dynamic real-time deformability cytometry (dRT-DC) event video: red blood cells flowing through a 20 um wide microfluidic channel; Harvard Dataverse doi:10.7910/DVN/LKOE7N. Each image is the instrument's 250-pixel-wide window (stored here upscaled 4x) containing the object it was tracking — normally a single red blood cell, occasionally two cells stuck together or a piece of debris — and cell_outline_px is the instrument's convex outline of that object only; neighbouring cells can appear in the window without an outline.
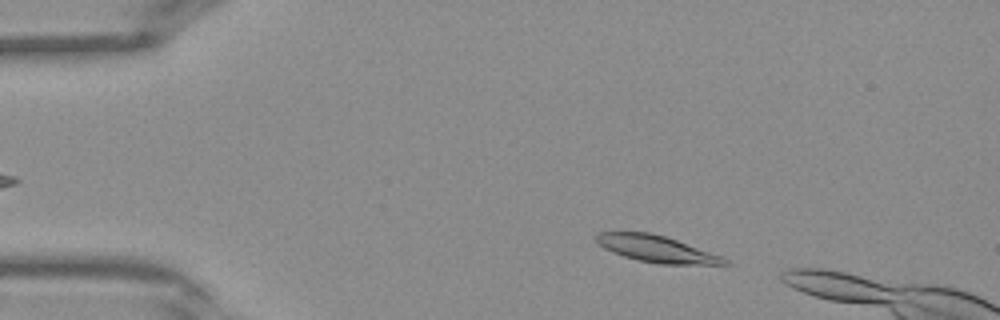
{"species": "Egyptian fruit bat (a non-hibernating species)", "species_latin": "Rousettus aegyptiacus", "temperature_condition": "warm", "stored_images_in_passage": 8, "camera_frame_rate_fps": 3000, "um_per_image_px": 0.085, "frame": {"image": 1, "passage_image": 3, "time_ms": 0.667, "image_size_px": [1000, 320], "cell_outline_px": [[732, 264], [660, 264], [636, 260], [612, 252], [604, 248], [596, 240], [596, 236], [600, 232], [648, 232], [664, 236], [676, 240], [720, 256], [728, 260]], "centroid_in_image_um": [55.77, 21.16], "position_along_channel_um": 29.2, "area_um2": 19.48}}